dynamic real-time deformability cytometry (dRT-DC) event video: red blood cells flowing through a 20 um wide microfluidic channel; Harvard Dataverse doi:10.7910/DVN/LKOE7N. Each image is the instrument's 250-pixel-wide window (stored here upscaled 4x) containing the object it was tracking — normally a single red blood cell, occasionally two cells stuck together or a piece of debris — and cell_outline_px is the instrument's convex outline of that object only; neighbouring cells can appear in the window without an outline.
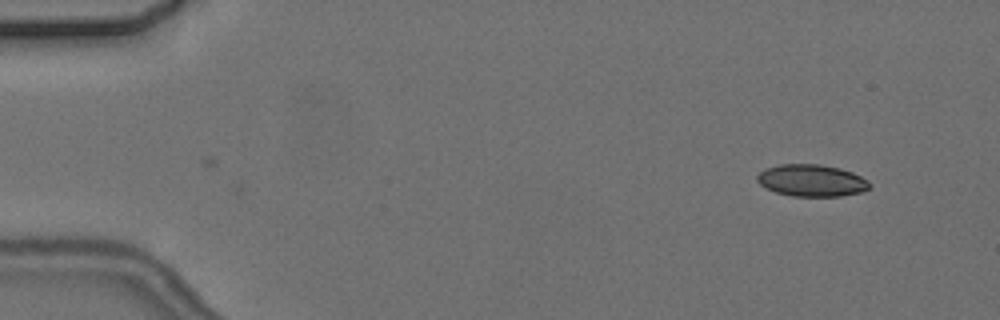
{"species": "common noctule bat (a hibernating species)", "species_latin": "Nyctalus noctula", "temperature_condition": "cold", "stored_images_in_passage": 3, "camera_frame_rate_fps": 3000, "um_per_image_px": 0.085, "animal": {"sex": "female", "body_mass_g": 24.6, "forearm_length_mm": 56.2}, "frame": {"image": 1, "passage_image": 3, "time_ms": 2.333, "image_size_px": [1000, 320], "cell_outline_px": [[872, 184], [868, 188], [860, 192], [840, 196], [792, 196], [776, 192], [760, 184], [756, 180], [756, 176], [764, 168], [780, 164], [820, 164], [840, 168], [852, 172], [868, 180]], "centroid_in_image_um": [68.98, 15.33], "position_along_channel_um": 16.0, "area_um2": 20.92}}